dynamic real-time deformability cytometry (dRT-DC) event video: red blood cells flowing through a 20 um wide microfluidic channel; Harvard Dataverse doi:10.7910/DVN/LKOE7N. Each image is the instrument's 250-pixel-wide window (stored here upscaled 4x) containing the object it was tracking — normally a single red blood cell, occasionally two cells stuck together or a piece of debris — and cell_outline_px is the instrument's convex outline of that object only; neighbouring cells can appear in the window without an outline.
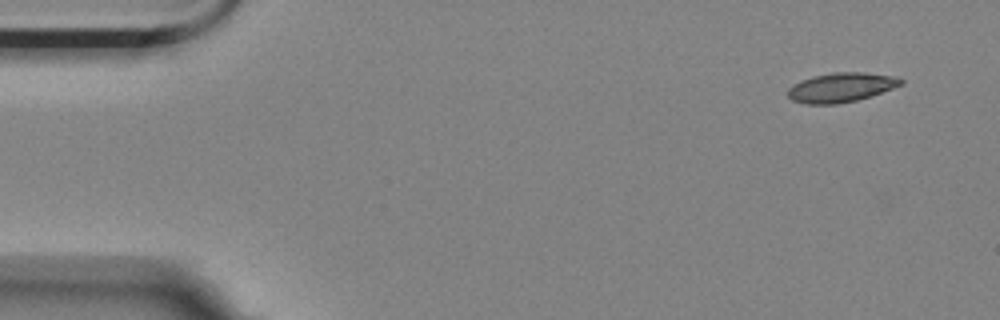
{"species": "Egyptian fruit bat (a non-hibernating species)", "species_latin": "Rousettus aegyptiacus", "temperature_condition": "room temperature", "stored_images_in_passage": 5, "camera_frame_rate_fps": 3000, "um_per_image_px": 0.085, "animal": {"sex": "female"}, "frame": {"image": 1, "passage_image": 1, "time_ms": 0.0, "image_size_px": [1000, 320], "cell_outline_px": [[904, 84], [872, 96], [856, 100], [836, 104], [808, 104], [792, 100], [788, 96], [788, 88], [800, 80], [812, 76], [832, 72], [864, 72], [896, 76], [904, 80]], "centroid_in_image_um": [71.52, 7.42], "position_along_channel_um": 13.5, "area_um2": 19.54}}